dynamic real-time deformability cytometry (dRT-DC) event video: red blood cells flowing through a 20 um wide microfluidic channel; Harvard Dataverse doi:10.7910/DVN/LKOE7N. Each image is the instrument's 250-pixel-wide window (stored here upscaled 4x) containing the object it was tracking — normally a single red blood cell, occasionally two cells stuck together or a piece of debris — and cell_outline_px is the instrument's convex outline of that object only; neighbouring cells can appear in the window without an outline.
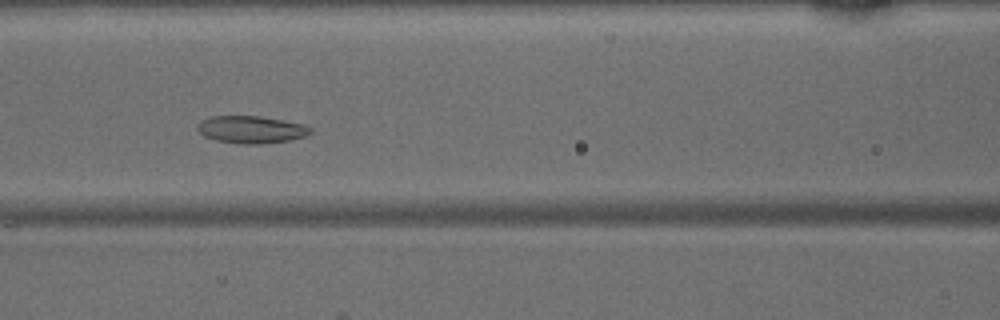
{"species": "common noctule bat (a hibernating species)", "species_latin": "Nyctalus noctula", "temperature_condition": "warm", "stored_images_in_passage": 36, "camera_frame_rate_fps": 3000, "um_per_image_px": 0.085, "animal": {"sex": "male", "body_mass_g": 15.6}, "frame": {"image": 1, "passage_image": 8, "time_ms": 2.333, "image_size_px": [1000, 320], "cell_outline_px": [[312, 132], [304, 136], [292, 140], [264, 144], [240, 144], [216, 140], [204, 136], [196, 128], [196, 124], [200, 120], [212, 116], [260, 116], [304, 124], [312, 128]], "centroid_in_image_um": [21.34, 11.01], "position_along_channel_um": 145.3, "area_um2": 18.21}}
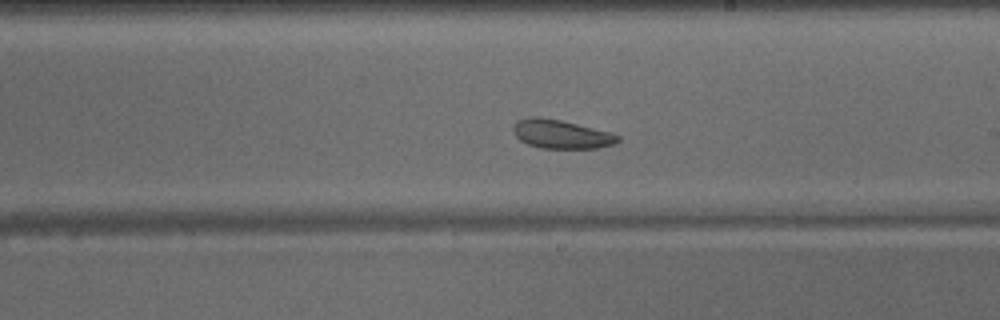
{"frame": {"image": 2, "passage_image": 15, "time_ms": 4.667, "image_size_px": [1000, 320], "cell_outline_px": [[620, 140], [612, 144], [596, 148], [540, 148], [528, 144], [520, 140], [516, 136], [512, 128], [516, 120], [532, 116], [536, 116], [560, 120], [612, 132], [620, 136]], "centroid_in_image_um": [47.68, 11.39], "position_along_channel_um": 241.3, "area_um2": 17.51}}
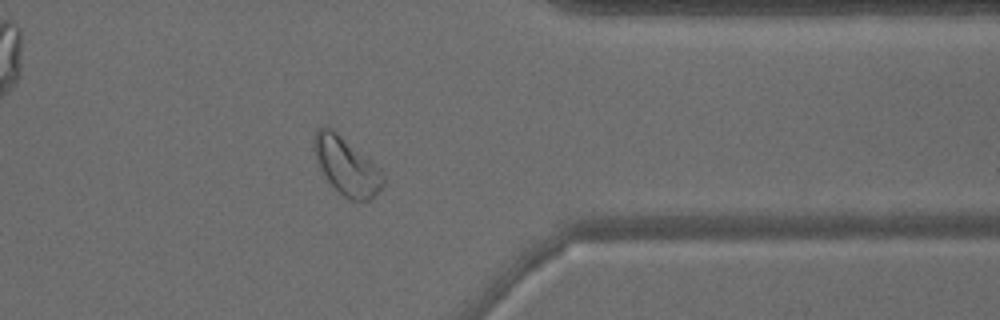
{"frame": {"image": 3, "passage_image": 26, "time_ms": 8.333, "image_size_px": [1000, 320], "cell_outline_px": [[384, 184], [376, 196], [368, 200], [352, 200], [344, 196], [328, 180], [320, 168], [316, 160], [312, 148], [312, 140], [316, 128], [324, 124], [328, 124], [380, 168], [384, 176]], "centroid_in_image_um": [29.42, 14.05], "position_along_channel_um": 382.0, "area_um2": 23.41}}